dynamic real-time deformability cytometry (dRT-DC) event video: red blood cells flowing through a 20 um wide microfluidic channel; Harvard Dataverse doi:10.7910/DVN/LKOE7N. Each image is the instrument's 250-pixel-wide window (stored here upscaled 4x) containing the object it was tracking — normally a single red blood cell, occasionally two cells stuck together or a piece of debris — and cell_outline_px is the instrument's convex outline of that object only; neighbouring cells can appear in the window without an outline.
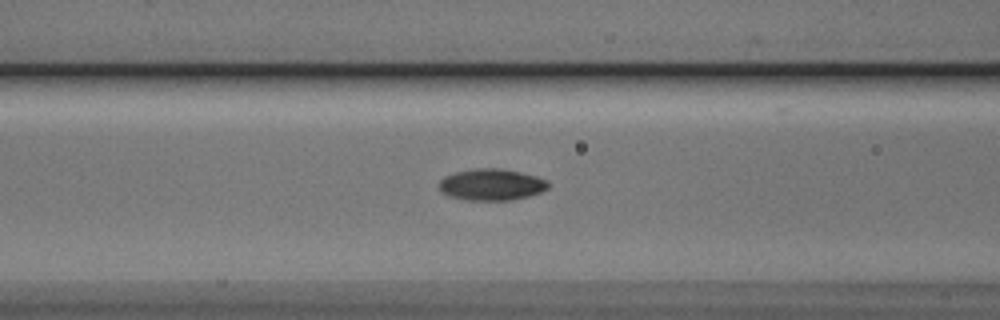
{"species": "Egyptian fruit bat (a non-hibernating species)", "species_latin": "Rousettus aegyptiacus", "temperature_condition": "cold", "stored_images_in_passage": 33, "camera_frame_rate_fps": 3000, "um_per_image_px": 0.085, "animal": {"sex": "male"}, "frame": {"image": 1, "passage_image": 11, "time_ms": 3.333, "image_size_px": [1000, 320], "cell_outline_px": [[548, 188], [540, 192], [528, 196], [512, 200], [464, 200], [448, 196], [440, 192], [440, 180], [444, 176], [456, 172], [476, 168], [500, 168], [520, 172], [536, 176], [548, 180]], "centroid_in_image_um": [41.76, 15.69], "position_along_channel_um": 124.8, "area_um2": 20.11}}
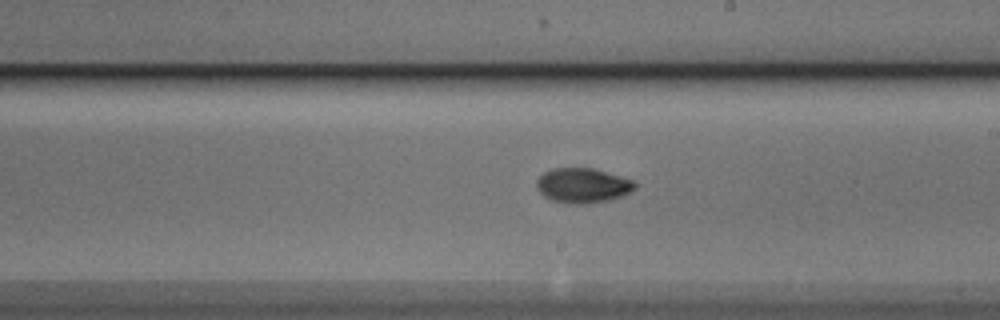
{"frame": {"image": 2, "passage_image": 20, "time_ms": 6.333, "image_size_px": [1000, 320], "cell_outline_px": [[636, 188], [620, 196], [608, 200], [584, 204], [572, 204], [552, 200], [544, 196], [540, 192], [536, 184], [536, 180], [544, 172], [552, 168], [592, 168], [636, 180]], "centroid_in_image_um": [49.54, 15.75], "position_along_channel_um": 239.5, "area_um2": 19.88}}
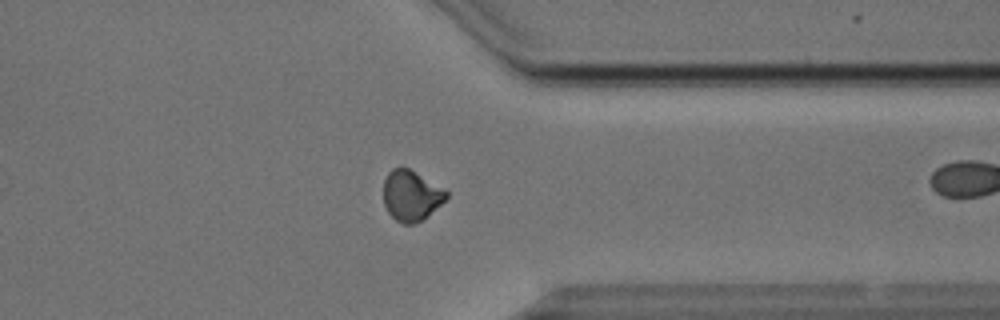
{"frame": {"image": 3, "passage_image": 31, "time_ms": 10.0, "image_size_px": [1000, 320], "cell_outline_px": [[448, 196], [440, 204], [420, 220], [412, 224], [404, 224], [396, 220], [388, 212], [384, 204], [384, 180], [388, 172], [392, 168], [400, 164], [408, 168], [448, 192]], "centroid_in_image_um": [34.89, 16.59], "position_along_channel_um": 376.5, "area_um2": 18.09}}